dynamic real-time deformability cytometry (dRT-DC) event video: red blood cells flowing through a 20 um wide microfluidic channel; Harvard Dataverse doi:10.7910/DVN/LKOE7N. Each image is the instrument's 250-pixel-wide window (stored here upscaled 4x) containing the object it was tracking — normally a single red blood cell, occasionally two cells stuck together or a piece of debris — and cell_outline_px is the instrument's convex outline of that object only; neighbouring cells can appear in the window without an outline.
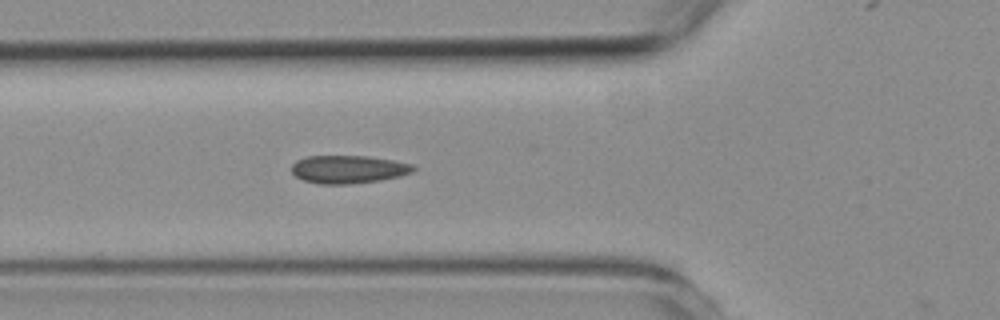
{"species": "common noctule bat (a hibernating species)", "species_latin": "Nyctalus noctula", "temperature_condition": "room temperature", "stored_images_in_passage": 19, "camera_frame_rate_fps": 3000, "um_per_image_px": 0.085, "animal": {"sex": "female", "body_mass_g": 19.3, "forearm_length_mm": 54.1}, "frame": {"image": 1, "passage_image": 18, "time_ms": 5.667, "image_size_px": [1000, 320], "cell_outline_px": [[416, 168], [412, 172], [400, 176], [380, 180], [348, 184], [320, 184], [304, 180], [296, 176], [292, 172], [292, 164], [296, 160], [308, 156], [368, 156], [392, 160], [412, 164]], "centroid_in_image_um": [29.6, 14.39], "position_along_channel_um": 96.2, "area_um2": 19.77}}